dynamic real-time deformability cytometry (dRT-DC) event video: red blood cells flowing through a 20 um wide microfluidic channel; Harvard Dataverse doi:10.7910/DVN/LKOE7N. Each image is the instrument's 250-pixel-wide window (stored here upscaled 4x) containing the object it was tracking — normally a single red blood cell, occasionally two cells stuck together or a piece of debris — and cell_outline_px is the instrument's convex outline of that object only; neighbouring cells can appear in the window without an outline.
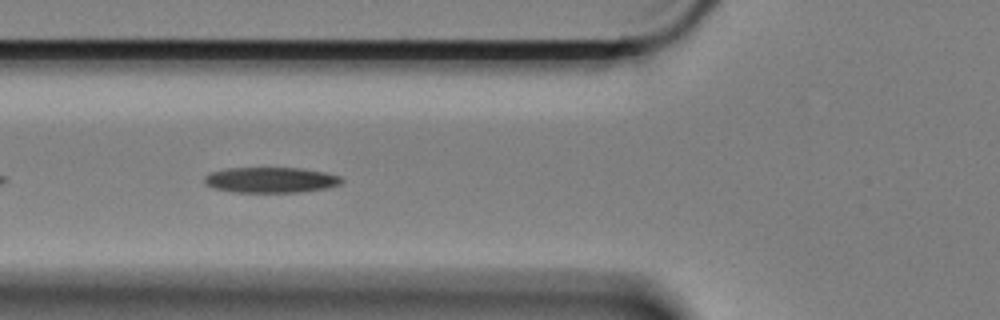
{"species": "Egyptian fruit bat (a non-hibernating species)", "species_latin": "Rousettus aegyptiacus", "temperature_condition": "cold", "stored_images_in_passage": 12, "camera_frame_rate_fps": 3000, "um_per_image_px": 0.085, "animal": {"sex": "female"}, "frame": {"image": 1, "passage_image": 6, "time_ms": 1.667, "image_size_px": [1000, 320], "cell_outline_px": [[344, 180], [340, 184], [328, 188], [300, 192], [232, 192], [212, 188], [204, 184], [204, 176], [212, 172], [228, 168], [300, 168], [324, 172], [340, 176]], "centroid_in_image_um": [23.0, 15.3], "position_along_channel_um": 102.8, "area_um2": 20.52}}